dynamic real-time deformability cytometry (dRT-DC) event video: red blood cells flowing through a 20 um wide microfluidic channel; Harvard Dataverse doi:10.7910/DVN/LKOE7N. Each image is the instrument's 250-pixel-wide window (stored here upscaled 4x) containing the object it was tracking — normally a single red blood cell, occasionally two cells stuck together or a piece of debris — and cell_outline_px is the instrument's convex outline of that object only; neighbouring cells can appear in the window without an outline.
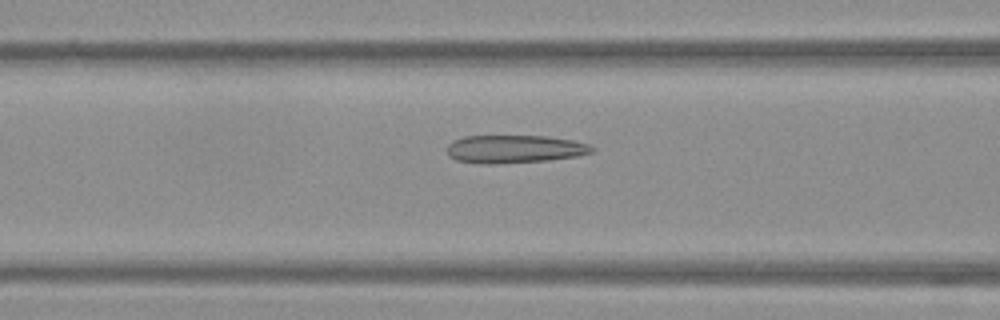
{"species": "Egyptian fruit bat (a non-hibernating species)", "species_latin": "Rousettus aegyptiacus", "temperature_condition": "warm", "stored_images_in_passage": 52, "camera_frame_rate_fps": 3000, "um_per_image_px": 0.085, "frame": {"image": 1, "passage_image": 21, "time_ms": 6.667, "image_size_px": [1000, 320], "cell_outline_px": [[596, 148], [592, 152], [580, 156], [548, 160], [496, 164], [480, 164], [456, 160], [448, 156], [448, 144], [452, 140], [464, 136], [548, 136], [572, 140], [588, 144]], "centroid_in_image_um": [43.73, 12.67], "position_along_channel_um": 122.9, "area_um2": 23.87}}
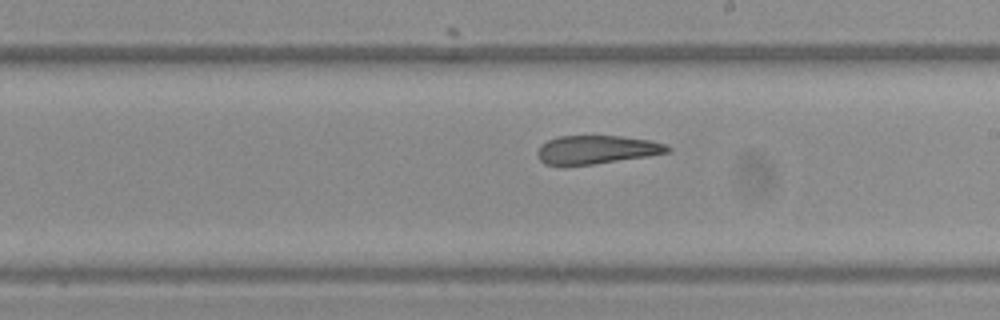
{"frame": {"image": 2, "passage_image": 30, "time_ms": 9.667, "image_size_px": [1000, 320], "cell_outline_px": [[672, 152], [648, 156], [596, 164], [564, 168], [544, 164], [540, 160], [536, 152], [540, 144], [556, 136], [620, 136], [652, 140], [668, 144], [672, 148]], "centroid_in_image_um": [50.69, 12.75], "position_along_channel_um": 238.3, "area_um2": 22.48}}
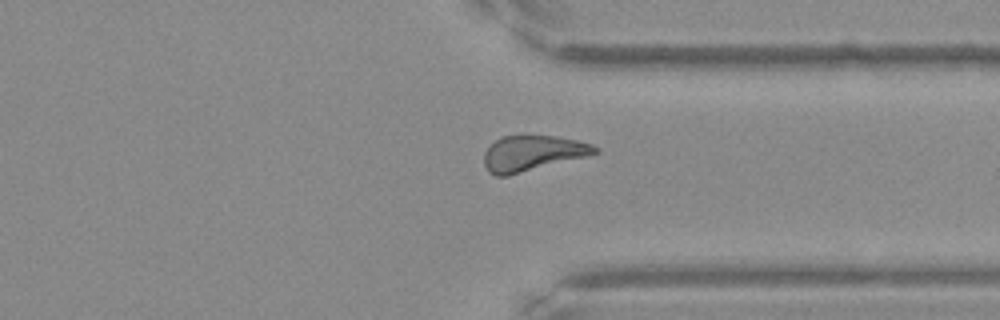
{"frame": {"image": 3, "passage_image": 40, "time_ms": 13.0, "image_size_px": [1000, 320], "cell_outline_px": [[600, 152], [588, 156], [508, 176], [496, 176], [488, 172], [484, 164], [484, 152], [496, 140], [504, 136], [524, 132], [556, 136], [576, 140], [592, 144], [600, 148]], "centroid_in_image_um": [45.28, 12.99], "position_along_channel_um": 366.1, "area_um2": 23.7}, "authors_computed_cell_mechanics": {"area_um2": 23.7847, "velocity_mm_per_s": 3.8434, "shape_relaxation_time_tau1_ms": null, "shape_relaxation_time_tau2_ms": 2.2122, "deformation_change_tau1": null, "deformation_change_tau2": 0.0902}}